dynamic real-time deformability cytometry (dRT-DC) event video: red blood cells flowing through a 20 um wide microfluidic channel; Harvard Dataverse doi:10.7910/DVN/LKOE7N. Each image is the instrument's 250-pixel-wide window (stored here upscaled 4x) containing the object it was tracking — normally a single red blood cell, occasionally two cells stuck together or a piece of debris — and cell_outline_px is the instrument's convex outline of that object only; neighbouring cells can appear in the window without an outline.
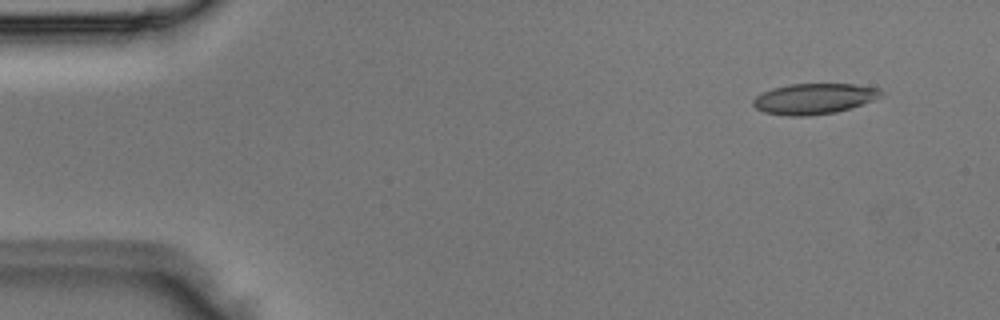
{"species": "Egyptian fruit bat (a non-hibernating species)", "species_latin": "Rousettus aegyptiacus", "temperature_condition": "room temperature", "stored_images_in_passage": 3, "camera_frame_rate_fps": 3000, "um_per_image_px": 0.085, "animal": {"sex": "male"}, "frame": {"image": 1, "passage_image": 1, "time_ms": 0.0, "image_size_px": [1000, 320], "cell_outline_px": [[884, 92], [880, 96], [872, 100], [836, 112], [808, 116], [788, 116], [764, 112], [756, 108], [752, 104], [752, 100], [756, 96], [772, 88], [788, 84], [856, 84], [880, 88]], "centroid_in_image_um": [69.17, 8.38], "position_along_channel_um": 15.8, "area_um2": 22.77}}